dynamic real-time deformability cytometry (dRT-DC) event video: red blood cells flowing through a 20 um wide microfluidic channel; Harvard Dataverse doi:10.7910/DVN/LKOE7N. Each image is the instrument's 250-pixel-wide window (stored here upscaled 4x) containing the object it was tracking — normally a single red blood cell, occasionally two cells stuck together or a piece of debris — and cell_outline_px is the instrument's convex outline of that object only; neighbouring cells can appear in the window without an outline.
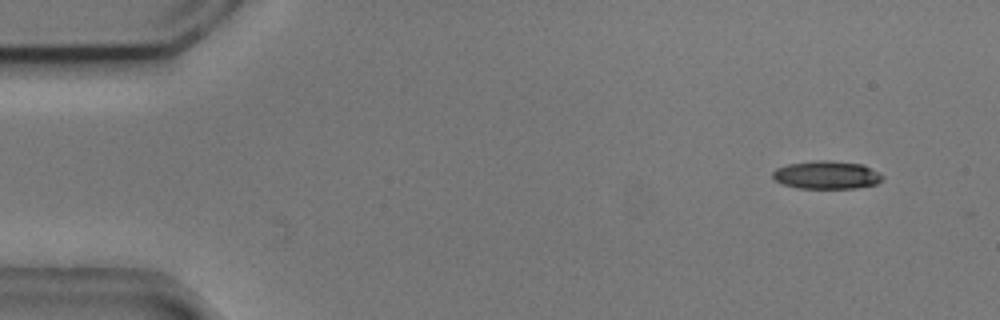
{"species": "common noctule bat (a hibernating species)", "species_latin": "Nyctalus noctula", "temperature_condition": "cold", "stored_images_in_passage": 5, "camera_frame_rate_fps": 3000, "um_per_image_px": 0.085, "animal": {"sex": "male", "body_mass_g": 20.5, "forearm_length_mm": 52.5}, "frame": {"image": 1, "passage_image": 2, "time_ms": 0.333, "image_size_px": [1000, 320], "cell_outline_px": [[884, 176], [876, 184], [856, 188], [800, 188], [784, 184], [776, 180], [772, 176], [772, 172], [776, 168], [788, 164], [816, 160], [832, 160], [864, 164], [880, 172]], "centroid_in_image_um": [70.29, 14.85], "position_along_channel_um": 14.7, "area_um2": 18.03}}